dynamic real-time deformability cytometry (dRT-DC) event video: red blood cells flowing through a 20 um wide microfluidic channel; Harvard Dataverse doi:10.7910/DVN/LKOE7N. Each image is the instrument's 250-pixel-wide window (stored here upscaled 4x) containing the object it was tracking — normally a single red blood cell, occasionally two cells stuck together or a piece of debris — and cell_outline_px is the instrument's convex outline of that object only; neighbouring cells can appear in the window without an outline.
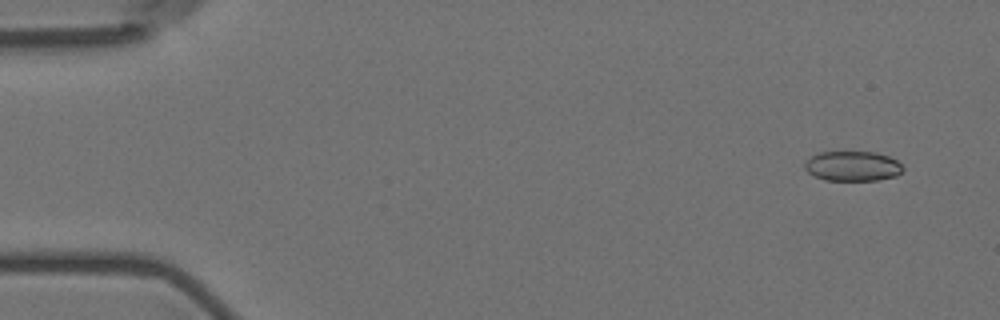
{"species": "Egyptian fruit bat (a non-hibernating species)", "species_latin": "Rousettus aegyptiacus", "temperature_condition": "room temperature", "stored_images_in_passage": 4, "camera_frame_rate_fps": 3000, "um_per_image_px": 0.085, "animal": {"sex": "female"}, "frame": {"image": 1, "passage_image": 1, "time_ms": 0.0, "image_size_px": [1000, 320], "cell_outline_px": [[904, 168], [896, 176], [876, 180], [824, 180], [808, 172], [804, 168], [804, 164], [812, 156], [820, 152], [876, 152], [888, 156], [896, 160]], "centroid_in_image_um": [72.47, 14.12], "position_along_channel_um": 12.5, "area_um2": 16.94}}
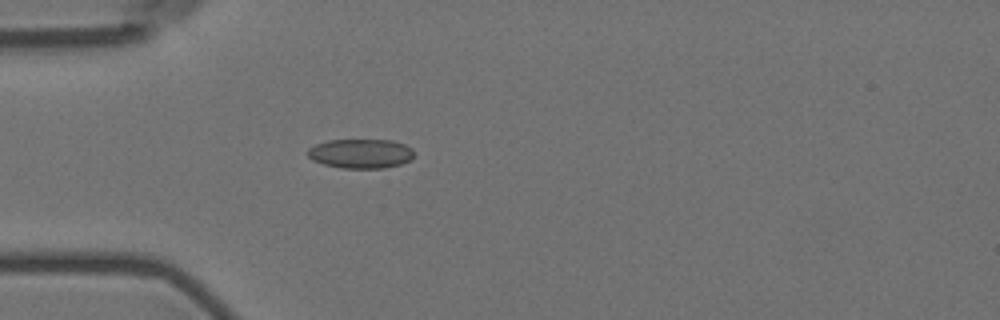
{"frame": {"image": 2, "passage_image": 4, "time_ms": 4.333, "image_size_px": [1000, 320], "cell_outline_px": [[412, 156], [408, 160], [400, 164], [384, 168], [340, 168], [324, 164], [312, 160], [308, 156], [308, 148], [316, 144], [328, 140], [392, 140], [404, 144], [412, 148]], "centroid_in_image_um": [30.63, 13.05], "position_along_channel_um": 54.4, "area_um2": 18.09}}